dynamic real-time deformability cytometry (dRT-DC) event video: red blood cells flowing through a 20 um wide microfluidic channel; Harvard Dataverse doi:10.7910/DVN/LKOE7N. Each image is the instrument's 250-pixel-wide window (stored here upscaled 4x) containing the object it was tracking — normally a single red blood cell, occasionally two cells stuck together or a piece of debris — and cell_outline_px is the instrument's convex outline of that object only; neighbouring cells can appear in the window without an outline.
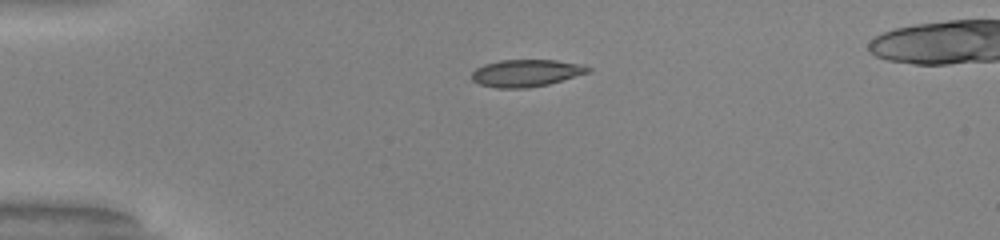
{"species": "common noctule bat (a hibernating species)", "species_latin": "Nyctalus noctula", "temperature_condition": "warm", "stored_images_in_passage": 32, "camera_frame_rate_fps": 3000, "um_per_image_px": 0.085, "animal": {"sex": "male", "body_mass_g": 20.0, "forearm_length_mm": 53.3}, "frame": {"image": 1, "passage_image": 1, "time_ms": 0.0, "image_size_px": [1000, 240], "cell_outline_px": [[592, 68], [588, 72], [548, 84], [528, 88], [496, 88], [480, 84], [472, 80], [472, 72], [476, 68], [484, 64], [500, 60], [556, 60], [584, 64]], "centroid_in_image_um": [44.71, 6.2], "position_along_channel_um": 40.3, "area_um2": 18.38}}
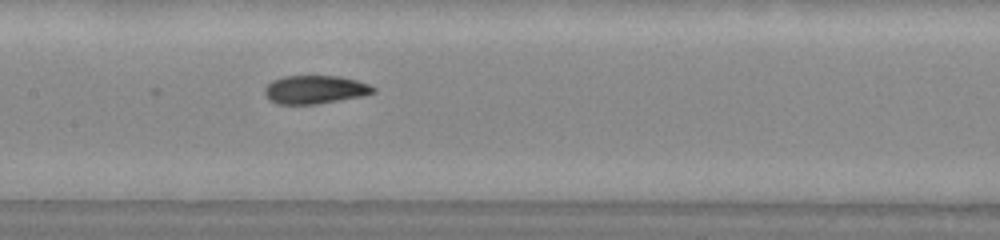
{"frame": {"image": 2, "passage_image": 14, "time_ms": 4.333, "image_size_px": [1000, 240], "cell_outline_px": [[376, 92], [360, 96], [320, 104], [276, 104], [268, 100], [264, 96], [264, 88], [272, 80], [284, 76], [340, 76], [356, 80], [368, 84], [376, 88]], "centroid_in_image_um": [26.73, 7.62], "position_along_channel_um": 180.7, "area_um2": 18.09}}
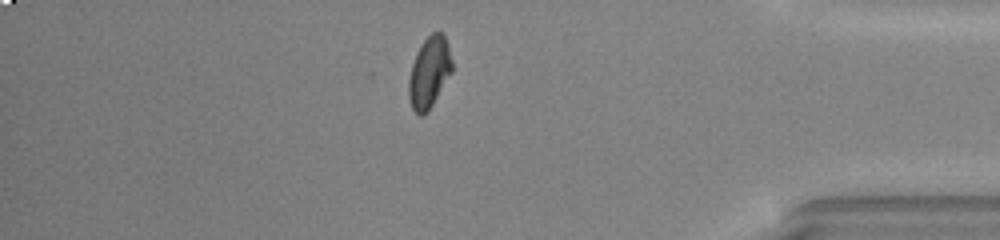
{"frame": {"image": 3, "passage_image": 32, "time_ms": 10.333, "image_size_px": [1000, 240], "cell_outline_px": [[452, 72], [428, 112], [420, 116], [412, 108], [408, 96], [408, 80], [412, 64], [416, 52], [424, 40], [432, 32], [444, 32], [448, 44], [452, 60]], "centroid_in_image_um": [36.49, 6.14], "position_along_channel_um": 398.7, "area_um2": 18.09}}